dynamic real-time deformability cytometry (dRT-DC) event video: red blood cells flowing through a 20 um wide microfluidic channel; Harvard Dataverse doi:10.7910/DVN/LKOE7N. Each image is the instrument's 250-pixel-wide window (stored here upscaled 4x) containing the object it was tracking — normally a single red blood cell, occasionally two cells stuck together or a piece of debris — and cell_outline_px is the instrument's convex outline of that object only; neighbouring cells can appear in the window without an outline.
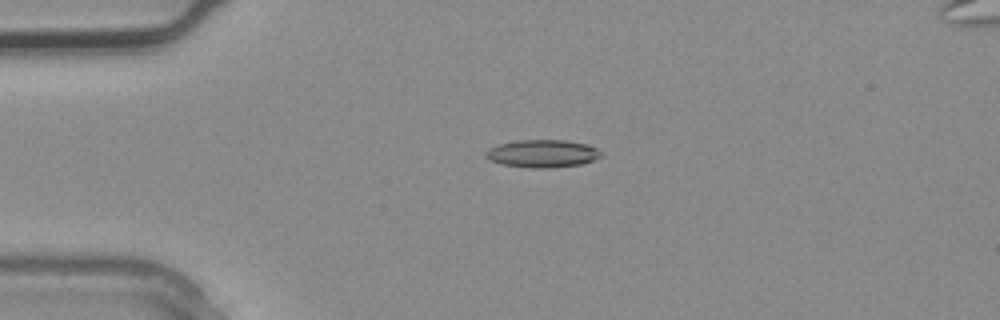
{"species": "common noctule bat (a hibernating species)", "species_latin": "Nyctalus noctula", "temperature_condition": "warm", "stored_images_in_passage": 3, "camera_frame_rate_fps": 3000, "um_per_image_px": 0.085, "animal": {"sex": "male", "body_mass_g": 20.4}, "frame": {"image": 1, "passage_image": 2, "time_ms": 0.333, "image_size_px": [1000, 320], "cell_outline_px": [[600, 156], [592, 160], [580, 164], [548, 168], [528, 168], [504, 164], [492, 160], [484, 152], [488, 148], [500, 144], [516, 140], [564, 140], [588, 144], [596, 148], [600, 152]], "centroid_in_image_um": [46.1, 13.04], "position_along_channel_um": 38.9, "area_um2": 18.32}}
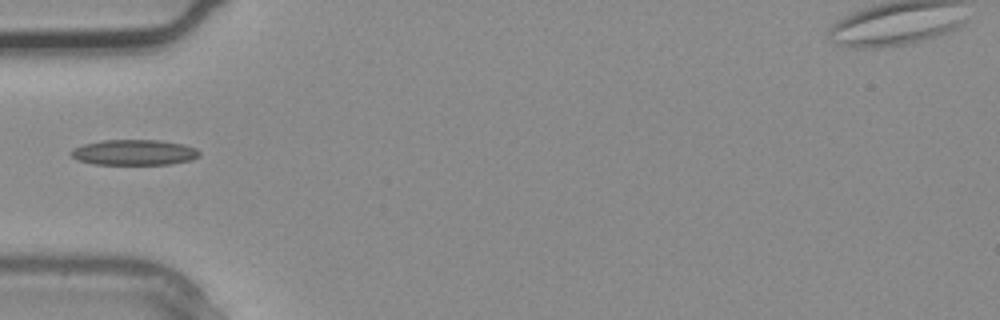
{"frame": {"image": 2, "passage_image": 3, "time_ms": 0.667, "image_size_px": [1000, 320], "cell_outline_px": [[200, 156], [192, 160], [172, 164], [92, 164], [76, 160], [68, 152], [72, 148], [84, 144], [100, 140], [160, 140], [184, 144], [196, 148], [200, 152]], "centroid_in_image_um": [11.39, 12.95], "position_along_channel_um": 73.6, "area_um2": 19.36}}